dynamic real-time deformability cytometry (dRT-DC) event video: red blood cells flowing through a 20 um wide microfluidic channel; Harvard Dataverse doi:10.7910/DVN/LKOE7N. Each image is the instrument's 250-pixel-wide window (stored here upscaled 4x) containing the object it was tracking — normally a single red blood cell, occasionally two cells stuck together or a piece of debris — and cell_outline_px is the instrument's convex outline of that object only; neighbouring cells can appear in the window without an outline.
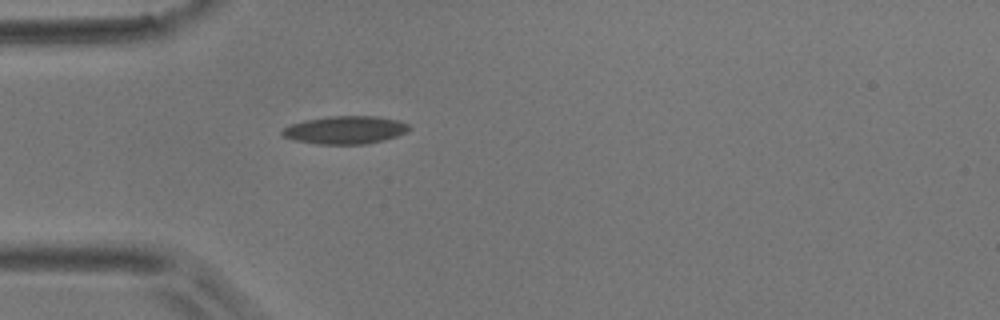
{"species": "common noctule bat (a hibernating species)", "species_latin": "Nyctalus noctula", "temperature_condition": "room temperature", "stored_images_in_passage": 40, "camera_frame_rate_fps": 3000, "um_per_image_px": 0.085, "animal": {"sex": "male", "body_mass_g": 17.9}, "frame": {"image": 1, "passage_image": 1, "time_ms": 0.0, "image_size_px": [1000, 320], "cell_outline_px": [[412, 128], [408, 132], [384, 140], [368, 144], [316, 144], [292, 140], [284, 136], [280, 132], [284, 128], [292, 124], [304, 120], [328, 116], [376, 116], [396, 120], [408, 124]], "centroid_in_image_um": [29.35, 11.05], "position_along_channel_um": 55.7, "area_um2": 20.75}}
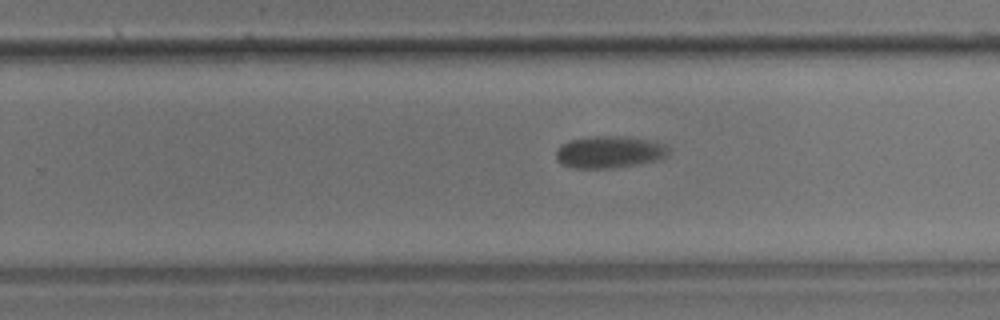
{"frame": {"image": 2, "passage_image": 20, "time_ms": 6.333, "image_size_px": [1000, 320], "cell_outline_px": [[672, 148], [668, 156], [660, 160], [640, 164], [612, 168], [572, 168], [560, 164], [556, 160], [556, 148], [560, 144], [568, 140], [592, 136], [620, 136], [648, 140], [664, 144]], "centroid_in_image_um": [51.8, 12.93], "position_along_channel_um": 278.0, "area_um2": 21.5}}
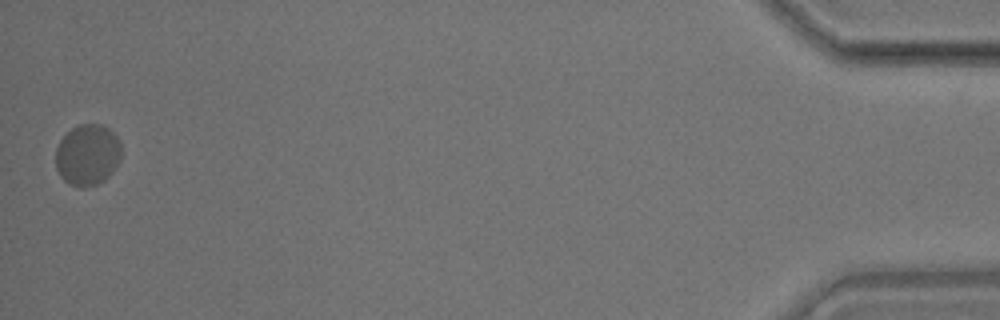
{"frame": {"image": 3, "passage_image": 40, "time_ms": 13.0, "image_size_px": [1000, 320], "cell_outline_px": [[120, 160], [116, 168], [104, 180], [96, 184], [84, 188], [80, 188], [68, 184], [60, 176], [56, 168], [56, 148], [60, 140], [76, 124], [104, 124], [120, 140]], "centroid_in_image_um": [7.44, 13.17], "position_along_channel_um": 427.8, "area_um2": 23.64}, "authors_computed_cell_mechanics": {"area_um2": 21.2126, "velocity_mm_per_s": 3.6036, "shape_relaxation_time_tau1_ms": 4.0549, "shape_relaxation_time_tau2_ms": null, "deformation_change_tau1": 0.0965, "deformation_change_tau2": null}}